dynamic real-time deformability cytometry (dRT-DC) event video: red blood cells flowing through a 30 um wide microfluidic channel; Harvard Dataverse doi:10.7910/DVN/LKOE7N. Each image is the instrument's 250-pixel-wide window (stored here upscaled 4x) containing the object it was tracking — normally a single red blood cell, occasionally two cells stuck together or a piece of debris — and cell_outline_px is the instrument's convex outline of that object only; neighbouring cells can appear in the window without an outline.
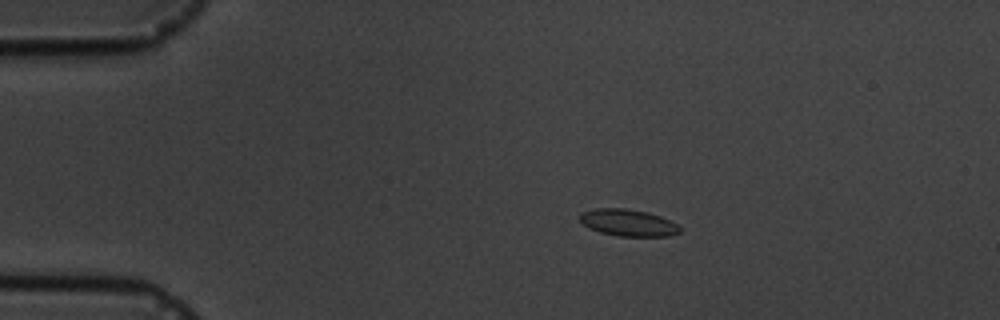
{"species": "common noctule bat (a hibernating species)", "species_latin": "Nyctalus noctula", "temperature_condition": "cold", "stored_images_in_passage": 4, "camera_frame_rate_fps": 3000, "um_per_image_px": 0.085, "animal": {"sex": "male", "body_mass_g": 19.5, "forearm_length_mm": 54.6}, "frame": {"image": 1, "passage_image": 2, "time_ms": 2.0, "image_size_px": [1000, 320], "cell_outline_px": [[680, 232], [668, 236], [616, 236], [600, 232], [588, 228], [580, 220], [580, 212], [596, 208], [624, 208], [648, 212], [660, 216], [676, 224], [680, 228]], "centroid_in_image_um": [53.35, 18.93], "position_along_channel_um": 31.6, "area_um2": 15.61}}